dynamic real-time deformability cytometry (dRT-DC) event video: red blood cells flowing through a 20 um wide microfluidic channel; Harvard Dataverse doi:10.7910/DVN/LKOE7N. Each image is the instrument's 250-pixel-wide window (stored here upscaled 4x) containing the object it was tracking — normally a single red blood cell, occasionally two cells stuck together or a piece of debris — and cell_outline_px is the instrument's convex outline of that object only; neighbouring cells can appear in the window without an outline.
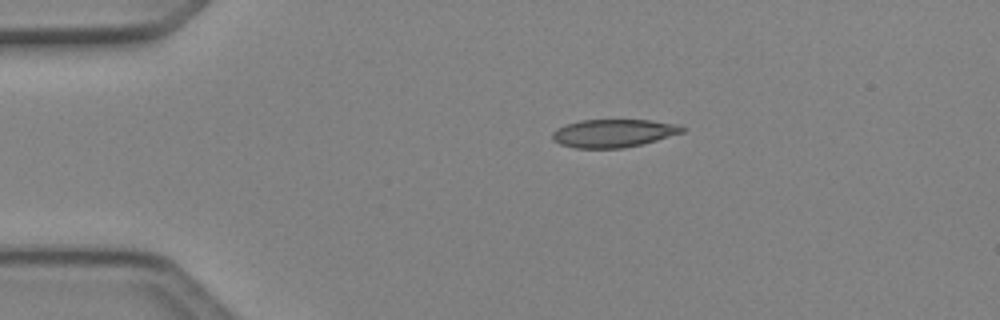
{"species": "Egyptian fruit bat (a non-hibernating species)", "species_latin": "Rousettus aegyptiacus", "temperature_condition": "cold", "stored_images_in_passage": 2, "camera_frame_rate_fps": 3000, "um_per_image_px": 0.085, "animal": {"sex": "female"}, "frame": {"image": 1, "passage_image": 1, "time_ms": 0.0, "image_size_px": [1000, 320], "cell_outline_px": [[684, 132], [656, 140], [624, 148], [576, 148], [560, 144], [552, 140], [552, 132], [556, 128], [580, 120], [652, 120], [676, 124], [684, 128]], "centroid_in_image_um": [52.11, 11.32], "position_along_channel_um": 32.9, "area_um2": 21.1}}
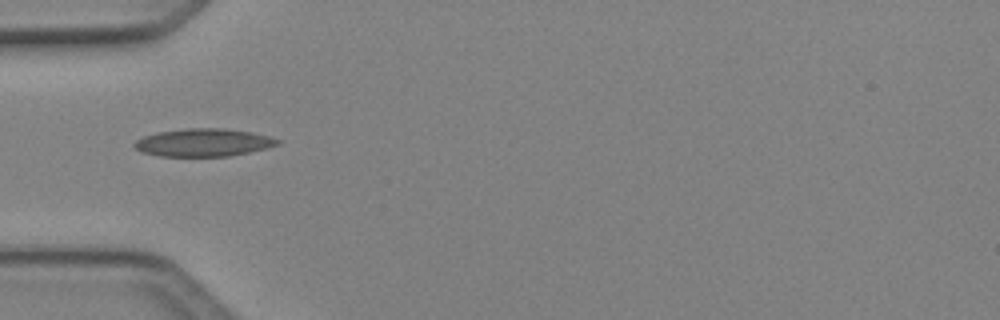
{"frame": {"image": 2, "passage_image": 2, "time_ms": 0.333, "image_size_px": [1000, 320], "cell_outline_px": [[280, 144], [268, 148], [228, 156], [160, 156], [140, 152], [132, 144], [136, 140], [144, 136], [156, 132], [184, 128], [224, 128], [252, 132], [268, 136], [280, 140]], "centroid_in_image_um": [17.27, 12.11], "position_along_channel_um": 67.7, "area_um2": 23.29}}